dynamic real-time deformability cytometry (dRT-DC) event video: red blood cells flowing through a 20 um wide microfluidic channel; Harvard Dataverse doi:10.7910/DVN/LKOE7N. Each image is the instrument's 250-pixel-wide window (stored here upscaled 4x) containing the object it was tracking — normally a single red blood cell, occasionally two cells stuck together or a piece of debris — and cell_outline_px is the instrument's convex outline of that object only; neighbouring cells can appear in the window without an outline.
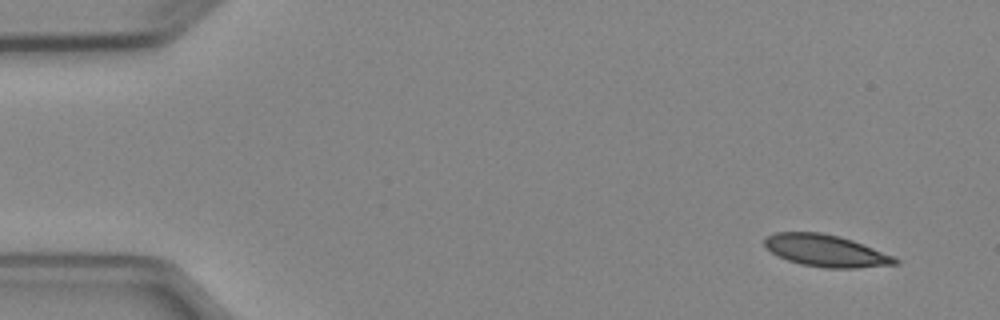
{"species": "Egyptian fruit bat (a non-hibernating species)", "species_latin": "Rousettus aegyptiacus", "temperature_condition": "cold", "stored_images_in_passage": 5, "camera_frame_rate_fps": 3000, "um_per_image_px": 0.085, "animal": {"sex": "female"}, "frame": {"image": 1, "passage_image": 1, "time_ms": 0.0, "image_size_px": [1000, 320], "cell_outline_px": [[900, 264], [856, 268], [824, 268], [800, 264], [776, 256], [764, 248], [764, 236], [776, 232], [820, 232], [840, 236], [852, 240], [892, 256], [900, 260]], "centroid_in_image_um": [70.13, 21.31], "position_along_channel_um": 14.9, "area_um2": 24.51}}
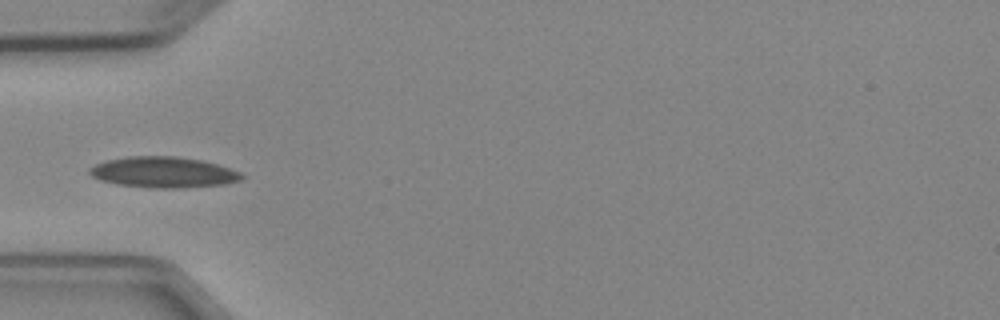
{"frame": {"image": 2, "passage_image": 4, "time_ms": 4.333, "image_size_px": [1000, 320], "cell_outline_px": [[244, 176], [240, 180], [224, 184], [184, 188], [148, 188], [116, 184], [100, 180], [92, 176], [88, 172], [88, 168], [96, 164], [108, 160], [128, 156], [176, 156], [200, 160], [216, 164], [240, 172]], "centroid_in_image_um": [13.85, 14.65], "position_along_channel_um": 71.1, "area_um2": 27.34}}